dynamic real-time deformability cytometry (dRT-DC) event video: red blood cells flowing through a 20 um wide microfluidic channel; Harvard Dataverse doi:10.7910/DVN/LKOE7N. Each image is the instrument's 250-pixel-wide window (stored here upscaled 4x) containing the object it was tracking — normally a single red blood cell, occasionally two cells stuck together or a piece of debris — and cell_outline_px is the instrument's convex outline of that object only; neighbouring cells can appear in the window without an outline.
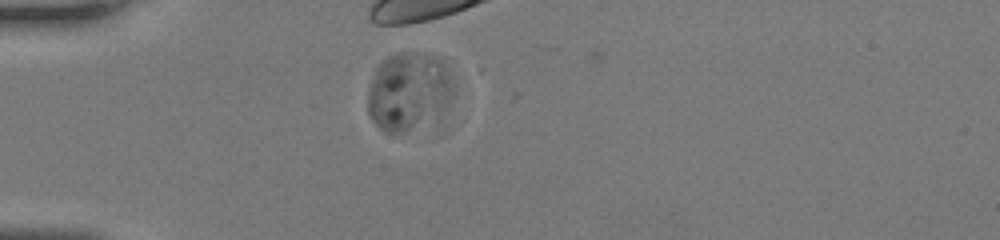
{"species": "human", "species_latin": "Homo sapiens", "temperature_condition": "room temperature", "stored_images_in_passage": 42, "camera_frame_rate_fps": 3000, "um_per_image_px": 0.085, "donor": {"sex": "female"}, "frame": {"image": 1, "passage_image": 6, "time_ms": 1.667, "image_size_px": [1000, 240], "cell_outline_px": [[452, 96], [440, 108], [408, 128], [400, 132], [388, 132], [380, 128], [372, 120], [368, 112], [368, 96], [372, 80], [376, 68], [388, 56], [400, 52], [404, 52], [436, 56], [448, 72], [452, 80]], "centroid_in_image_um": [34.64, 7.68], "position_along_channel_um": 50.4, "area_um2": 36.65}}
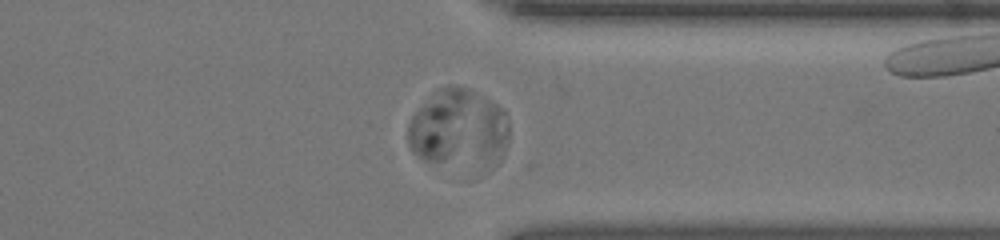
{"frame": {"image": 2, "passage_image": 32, "time_ms": 10.333, "image_size_px": [1000, 240], "cell_outline_px": [[508, 144], [504, 156], [492, 168], [424, 160], [412, 152], [408, 144], [408, 124], [412, 116], [440, 88], [448, 84], [456, 84], [484, 96], [504, 108], [508, 120]], "centroid_in_image_um": [39.06, 10.94], "position_along_channel_um": 372.3, "area_um2": 46.59}}
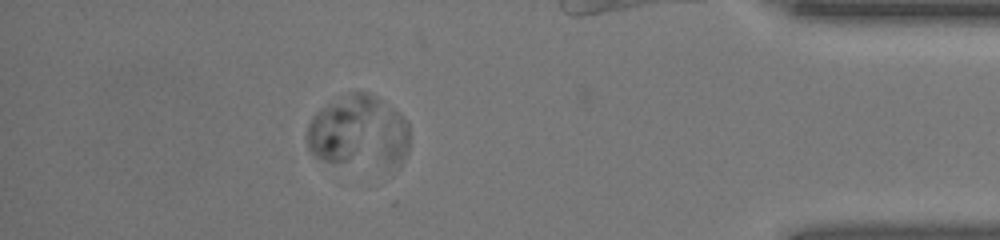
{"frame": {"image": 3, "passage_image": 37, "time_ms": 12.0, "image_size_px": [1000, 240], "cell_outline_px": [[408, 152], [400, 168], [396, 168], [324, 160], [316, 156], [308, 148], [308, 124], [312, 116], [316, 112], [352, 92], [368, 92], [376, 96], [396, 112], [408, 124]], "centroid_in_image_um": [30.54, 11.24], "position_along_channel_um": 404.7, "area_um2": 42.71}}